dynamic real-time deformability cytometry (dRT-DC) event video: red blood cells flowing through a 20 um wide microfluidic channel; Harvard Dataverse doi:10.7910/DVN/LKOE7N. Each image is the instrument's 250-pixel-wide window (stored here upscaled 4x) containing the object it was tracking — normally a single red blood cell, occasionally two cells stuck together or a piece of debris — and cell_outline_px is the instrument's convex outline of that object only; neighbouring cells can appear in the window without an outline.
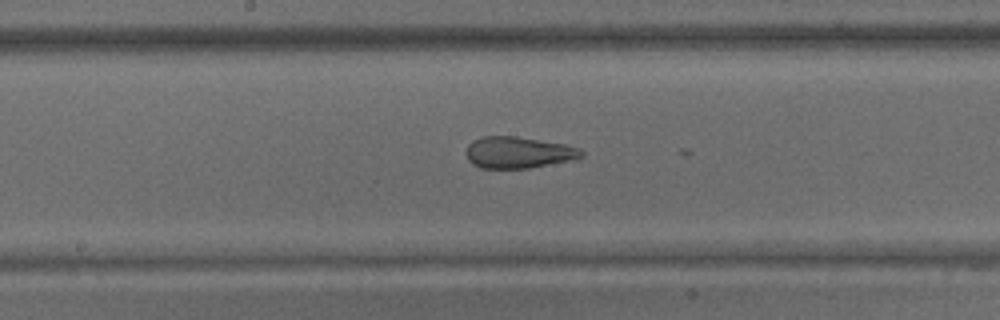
{"species": "common noctule bat (a hibernating species)", "species_latin": "Nyctalus noctula", "temperature_condition": "warm", "stored_images_in_passage": 32, "camera_frame_rate_fps": 3000, "um_per_image_px": 0.085, "animal": {"sex": "male", "body_mass_g": 15.6}, "frame": {"image": 1, "passage_image": 31, "time_ms": 10.0, "image_size_px": [1000, 320], "cell_outline_px": [[584, 156], [576, 160], [528, 168], [480, 168], [472, 164], [468, 160], [464, 152], [468, 144], [472, 140], [484, 136], [516, 136], [564, 144], [580, 148], [584, 152]], "centroid_in_image_um": [44.06, 12.96], "position_along_channel_um": 204.1, "area_um2": 21.5}}